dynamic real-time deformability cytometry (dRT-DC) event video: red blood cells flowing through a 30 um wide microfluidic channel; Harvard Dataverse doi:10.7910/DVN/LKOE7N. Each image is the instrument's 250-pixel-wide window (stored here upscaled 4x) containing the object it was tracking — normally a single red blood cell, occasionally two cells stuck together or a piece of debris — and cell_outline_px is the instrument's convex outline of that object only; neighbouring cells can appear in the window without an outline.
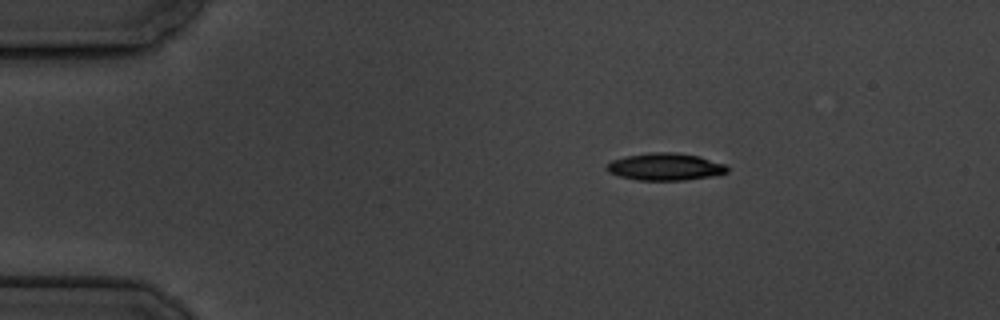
{"species": "common noctule bat (a hibernating species)", "species_latin": "Nyctalus noctula", "temperature_condition": "cold", "stored_images_in_passage": 2, "camera_frame_rate_fps": 3000, "um_per_image_px": 0.085, "animal": {"sex": "male", "body_mass_g": 19.5, "forearm_length_mm": 54.6}, "frame": {"image": 1, "passage_image": 1, "time_ms": 0.0, "image_size_px": [1000, 320], "cell_outline_px": [[728, 172], [712, 176], [684, 180], [636, 180], [620, 176], [608, 172], [604, 168], [604, 164], [612, 160], [624, 156], [648, 152], [676, 152], [700, 156], [724, 164], [728, 168]], "centroid_in_image_um": [56.49, 14.16], "position_along_channel_um": 28.5, "area_um2": 19.36}}